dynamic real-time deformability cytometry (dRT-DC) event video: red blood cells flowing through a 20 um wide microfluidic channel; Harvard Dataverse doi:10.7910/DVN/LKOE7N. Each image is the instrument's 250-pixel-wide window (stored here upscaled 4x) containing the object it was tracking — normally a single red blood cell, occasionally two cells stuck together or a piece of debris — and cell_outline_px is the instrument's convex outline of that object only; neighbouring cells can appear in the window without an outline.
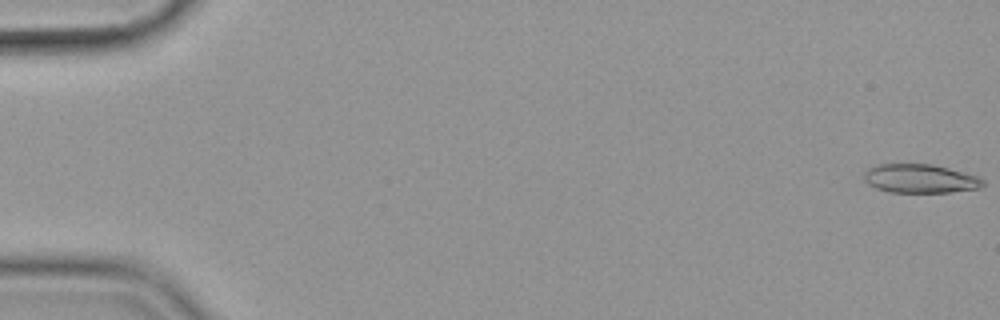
{"species": "common noctule bat (a hibernating species)", "species_latin": "Nyctalus noctula", "temperature_condition": "cold", "stored_images_in_passage": 57, "camera_frame_rate_fps": 3000, "um_per_image_px": 0.085, "animal": {"sex": "female", "body_mass_g": 19.9}, "frame": {"image": 1, "passage_image": 1, "time_ms": 0.0, "image_size_px": [1000, 320], "cell_outline_px": [[984, 184], [980, 188], [948, 192], [888, 192], [876, 188], [868, 184], [864, 180], [864, 172], [868, 168], [880, 164], [932, 164], [948, 168], [976, 176], [984, 180]], "centroid_in_image_um": [78.18, 15.18], "position_along_channel_um": 6.8, "area_um2": 19.83}}
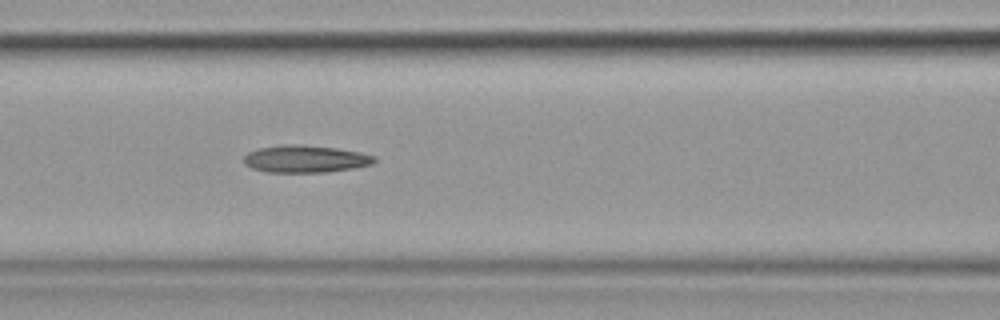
{"frame": {"image": 2, "passage_image": 25, "time_ms": 8.0, "image_size_px": [1000, 320], "cell_outline_px": [[376, 160], [372, 164], [352, 168], [324, 172], [268, 172], [252, 168], [244, 164], [244, 156], [248, 152], [260, 148], [284, 144], [300, 144], [336, 148], [360, 152], [376, 156]], "centroid_in_image_um": [25.95, 13.5], "position_along_channel_um": 140.6, "area_um2": 20.69}}
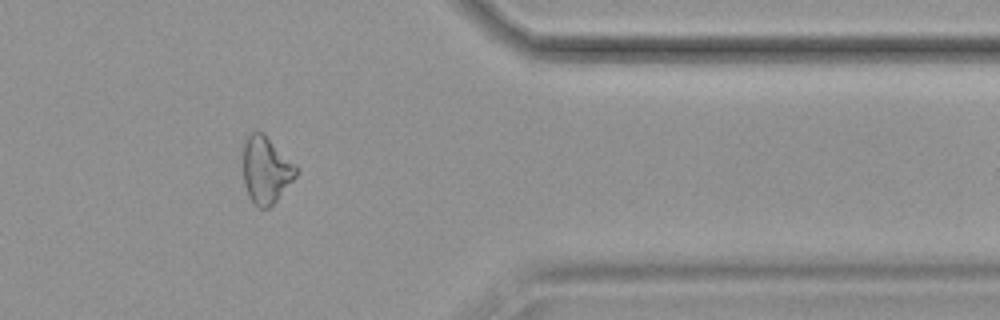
{"frame": {"image": 3, "passage_image": 47, "time_ms": 15.333, "image_size_px": [1000, 320], "cell_outline_px": [[296, 176], [276, 200], [268, 208], [256, 208], [248, 196], [244, 184], [244, 144], [248, 136], [256, 128], [264, 132], [296, 164]], "centroid_in_image_um": [22.6, 14.42], "position_along_channel_um": 388.8, "area_um2": 20.75}}